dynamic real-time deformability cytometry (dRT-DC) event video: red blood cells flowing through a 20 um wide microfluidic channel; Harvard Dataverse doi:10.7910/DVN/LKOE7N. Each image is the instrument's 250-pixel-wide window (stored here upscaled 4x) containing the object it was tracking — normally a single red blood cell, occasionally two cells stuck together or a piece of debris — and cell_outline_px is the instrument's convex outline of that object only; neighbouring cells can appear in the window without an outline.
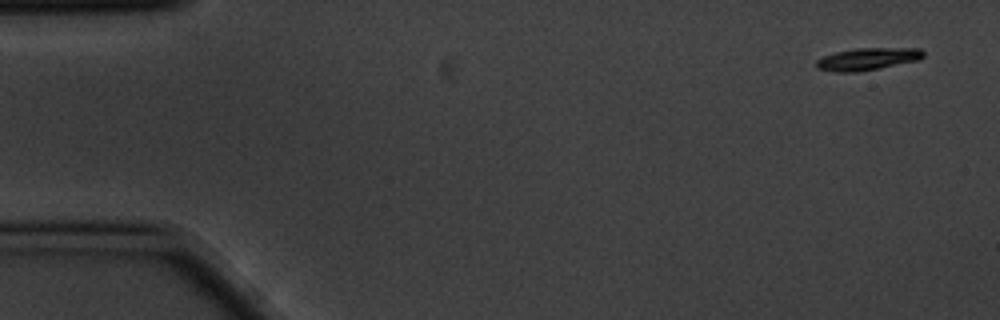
{"species": "common noctule bat (a hibernating species)", "species_latin": "Nyctalus noctula", "temperature_condition": "cold", "stored_images_in_passage": 5, "camera_frame_rate_fps": 3000, "um_per_image_px": 0.085, "animal": {"sex": "male", "body_mass_g": 20.1, "forearm_length_mm": 53.5}, "frame": {"image": 1, "passage_image": 1, "time_ms": 0.0, "image_size_px": [1000, 320], "cell_outline_px": [[924, 56], [920, 60], [880, 68], [856, 72], [832, 72], [816, 68], [816, 60], [824, 56], [836, 52], [856, 48], [920, 48], [924, 52]], "centroid_in_image_um": [73.75, 5.02], "position_along_channel_um": 11.2, "area_um2": 13.99}}
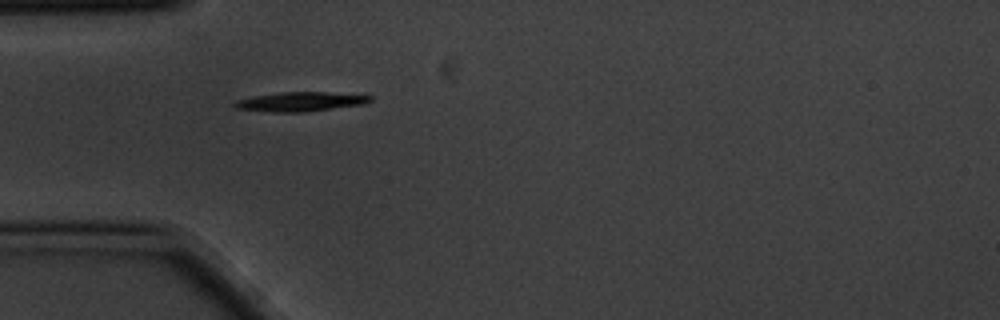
{"frame": {"image": 2, "passage_image": 5, "time_ms": 1.333, "image_size_px": [1000, 320], "cell_outline_px": [[372, 100], [364, 104], [308, 112], [272, 112], [236, 108], [232, 104], [236, 100], [256, 96], [280, 92], [328, 92], [372, 96]], "centroid_in_image_um": [25.55, 8.64], "position_along_channel_um": 59.4, "area_um2": 15.2}}